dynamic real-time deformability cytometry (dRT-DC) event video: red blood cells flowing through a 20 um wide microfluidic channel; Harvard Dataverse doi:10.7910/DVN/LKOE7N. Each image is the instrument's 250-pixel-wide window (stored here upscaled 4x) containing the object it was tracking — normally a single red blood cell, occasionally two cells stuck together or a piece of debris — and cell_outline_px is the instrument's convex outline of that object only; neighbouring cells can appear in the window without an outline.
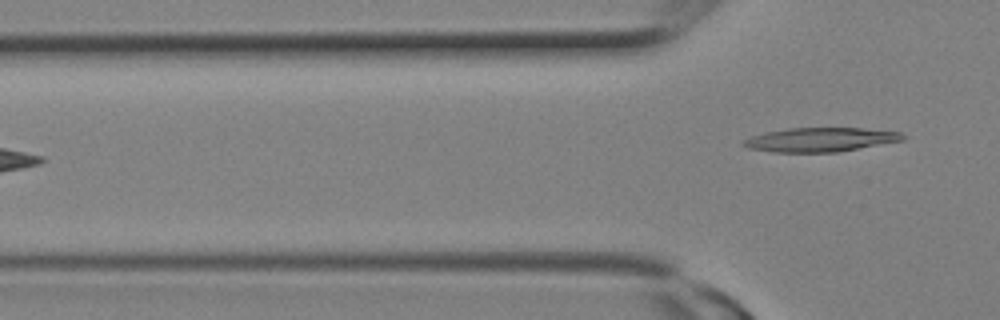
{"species": "Egyptian fruit bat (a non-hibernating species)", "species_latin": "Rousettus aegyptiacus", "temperature_condition": "room temperature", "stored_images_in_passage": 10, "segment_of_instrument_passage": [2, 2], "camera_frame_rate_fps": 3000, "um_per_image_px": 0.085, "animal": {"sex": "female"}, "frame": {"image": 1, "passage_image": 10, "time_ms": 3.0, "image_size_px": [1000, 320], "cell_outline_px": [[908, 136], [904, 140], [836, 152], [772, 152], [748, 148], [740, 144], [744, 140], [752, 136], [764, 132], [788, 128], [864, 128], [900, 132]], "centroid_in_image_um": [69.73, 11.86], "position_along_channel_um": 56.1, "area_um2": 22.37}}